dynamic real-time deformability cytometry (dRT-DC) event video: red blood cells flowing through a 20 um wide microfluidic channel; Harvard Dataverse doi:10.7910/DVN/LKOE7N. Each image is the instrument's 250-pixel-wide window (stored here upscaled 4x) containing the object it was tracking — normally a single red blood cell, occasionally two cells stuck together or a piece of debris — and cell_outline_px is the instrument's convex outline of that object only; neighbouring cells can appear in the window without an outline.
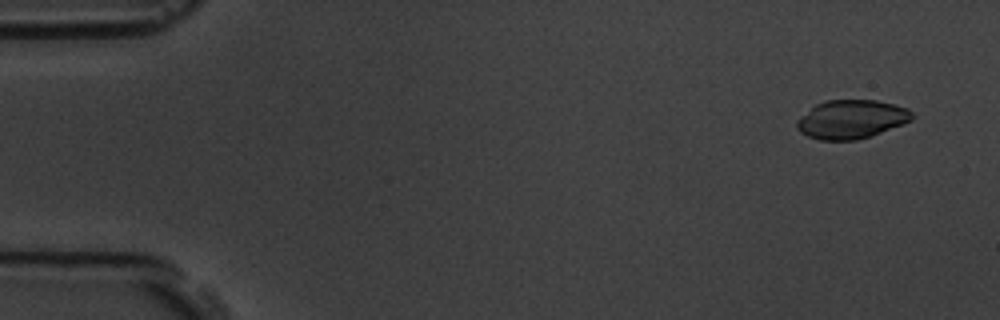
{"species": "common noctule bat (a hibernating species)", "species_latin": "Nyctalus noctula", "temperature_condition": "room temperature", "stored_images_in_passage": 6, "segment_of_instrument_passage": [1, 2], "camera_frame_rate_fps": 3000, "um_per_image_px": 0.085, "animal": {"sex": "male", "body_mass_g": 19.5, "forearm_length_mm": 54.6}, "frame": {"image": 1, "passage_image": 2, "time_ms": 0.333, "image_size_px": [1000, 320], "cell_outline_px": [[912, 120], [904, 124], [856, 140], [820, 140], [808, 136], [800, 132], [796, 128], [796, 120], [800, 116], [816, 104], [824, 100], [876, 100], [908, 108], [912, 112]], "centroid_in_image_um": [72.33, 10.13], "position_along_channel_um": 12.7, "area_um2": 25.89}}